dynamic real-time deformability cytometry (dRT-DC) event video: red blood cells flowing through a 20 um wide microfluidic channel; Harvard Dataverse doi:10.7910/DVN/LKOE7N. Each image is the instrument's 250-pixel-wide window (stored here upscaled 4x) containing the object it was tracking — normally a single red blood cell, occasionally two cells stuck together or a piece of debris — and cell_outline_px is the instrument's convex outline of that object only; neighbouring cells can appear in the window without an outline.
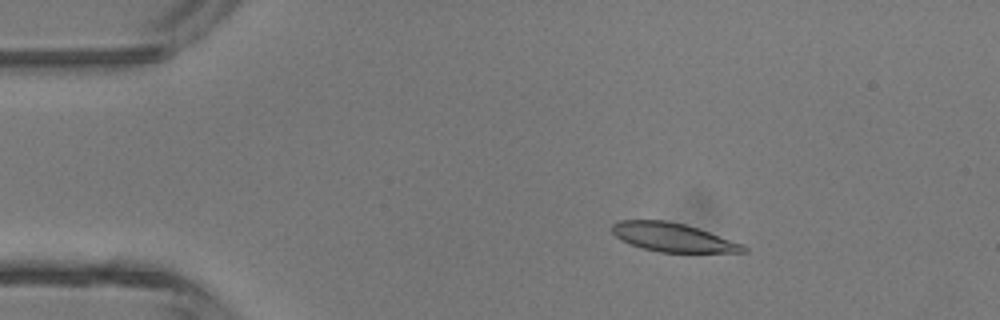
{"species": "common noctule bat (a hibernating species)", "species_latin": "Nyctalus noctula", "temperature_condition": "room temperature", "stored_images_in_passage": 4, "camera_frame_rate_fps": 3000, "um_per_image_px": 0.085, "animal": {"sex": "male", "body_mass_g": 13.3}, "frame": {"image": 1, "passage_image": 2, "time_ms": 0.333, "image_size_px": [1000, 320], "cell_outline_px": [[748, 252], [660, 252], [644, 248], [620, 240], [612, 232], [612, 224], [620, 220], [668, 220], [684, 224], [744, 244], [748, 248]], "centroid_in_image_um": [57.19, 20.17], "position_along_channel_um": 27.8, "area_um2": 21.73}}
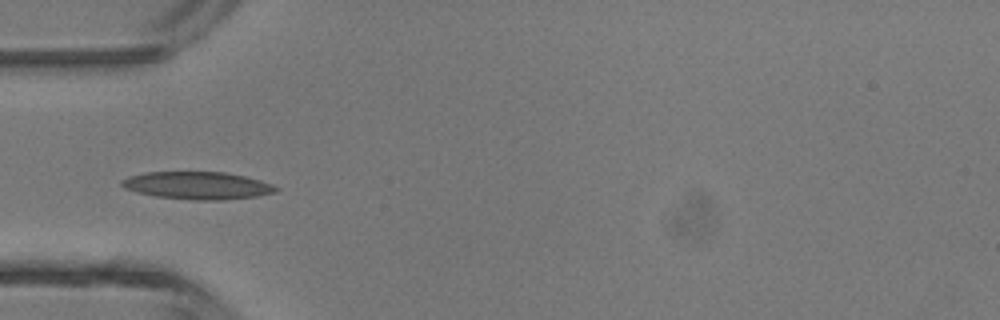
{"frame": {"image": 2, "passage_image": 4, "time_ms": 1.0, "image_size_px": [1000, 320], "cell_outline_px": [[280, 188], [276, 192], [256, 196], [224, 200], [192, 200], [156, 196], [136, 192], [124, 188], [120, 184], [120, 180], [128, 176], [144, 172], [224, 172], [244, 176], [260, 180], [272, 184]], "centroid_in_image_um": [16.76, 15.76], "position_along_channel_um": 68.2, "area_um2": 24.85}}